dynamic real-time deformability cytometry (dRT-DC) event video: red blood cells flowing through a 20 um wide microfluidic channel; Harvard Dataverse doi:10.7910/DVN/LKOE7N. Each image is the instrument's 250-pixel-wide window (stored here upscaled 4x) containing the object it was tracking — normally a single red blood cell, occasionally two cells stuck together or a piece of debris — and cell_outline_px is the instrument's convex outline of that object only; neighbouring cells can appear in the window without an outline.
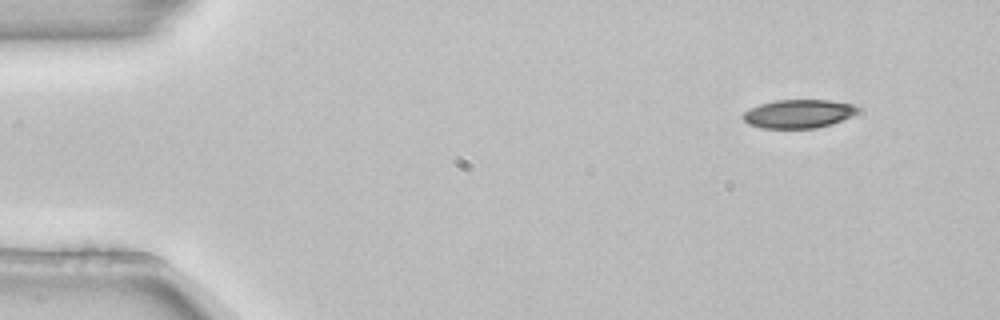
{"species": "common noctule bat (a hibernating species)", "species_latin": "Nyctalus noctula", "temperature_condition": "room temperature", "stored_images_in_passage": 4, "camera_frame_rate_fps": 3000, "um_per_image_px": 0.085, "animal": {"sex": "female", "body_mass_g": 22.7, "forearm_length_mm": 54.2}, "frame": {"image": 1, "passage_image": 1, "time_ms": 0.0, "image_size_px": [1000, 320], "cell_outline_px": [[860, 108], [852, 116], [832, 124], [816, 128], [764, 128], [748, 124], [740, 116], [744, 112], [760, 104], [776, 100], [828, 100], [852, 104]], "centroid_in_image_um": [67.87, 9.67], "position_along_channel_um": 17.1, "area_um2": 19.02}}
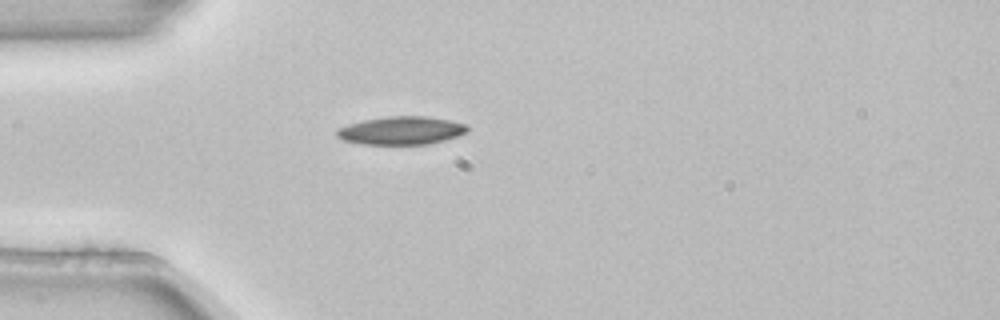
{"frame": {"image": 2, "passage_image": 4, "time_ms": 1.0, "image_size_px": [1000, 320], "cell_outline_px": [[468, 132], [460, 136], [428, 144], [360, 144], [344, 140], [336, 136], [336, 128], [348, 124], [364, 120], [388, 116], [424, 116], [448, 120], [464, 124], [468, 128]], "centroid_in_image_um": [34.09, 11.1], "position_along_channel_um": 50.9, "area_um2": 21.39}}